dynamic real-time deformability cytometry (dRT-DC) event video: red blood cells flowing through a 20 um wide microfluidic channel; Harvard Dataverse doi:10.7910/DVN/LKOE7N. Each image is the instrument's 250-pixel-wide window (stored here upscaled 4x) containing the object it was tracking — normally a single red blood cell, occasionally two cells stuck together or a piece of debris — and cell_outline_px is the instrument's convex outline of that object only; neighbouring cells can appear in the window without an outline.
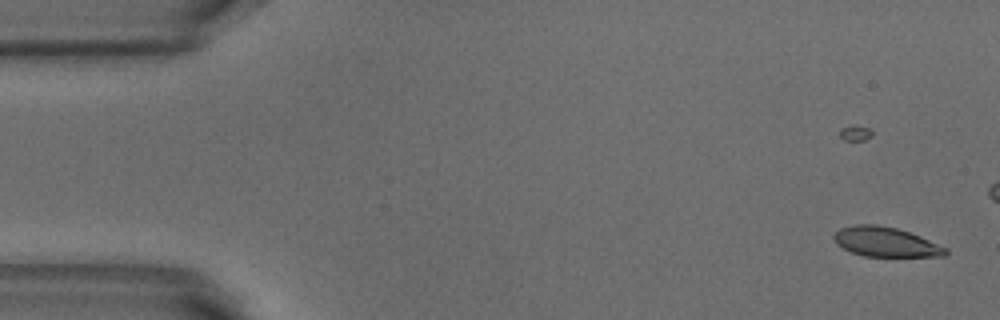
{"species": "common noctule bat (a hibernating species)", "species_latin": "Nyctalus noctula", "temperature_condition": "warm", "stored_images_in_passage": 14, "camera_frame_rate_fps": 3000, "um_per_image_px": 0.085, "animal": {"sex": "male", "body_mass_g": 18.8}, "frame": {"image": 1, "passage_image": 1, "time_ms": 0.0, "image_size_px": [1000, 320], "cell_outline_px": [[948, 252], [944, 256], [864, 256], [852, 252], [836, 244], [832, 236], [840, 228], [856, 224], [876, 224], [896, 228], [920, 236], [948, 248]], "centroid_in_image_um": [75.27, 20.56], "position_along_channel_um": 9.7, "area_um2": 19.19}}